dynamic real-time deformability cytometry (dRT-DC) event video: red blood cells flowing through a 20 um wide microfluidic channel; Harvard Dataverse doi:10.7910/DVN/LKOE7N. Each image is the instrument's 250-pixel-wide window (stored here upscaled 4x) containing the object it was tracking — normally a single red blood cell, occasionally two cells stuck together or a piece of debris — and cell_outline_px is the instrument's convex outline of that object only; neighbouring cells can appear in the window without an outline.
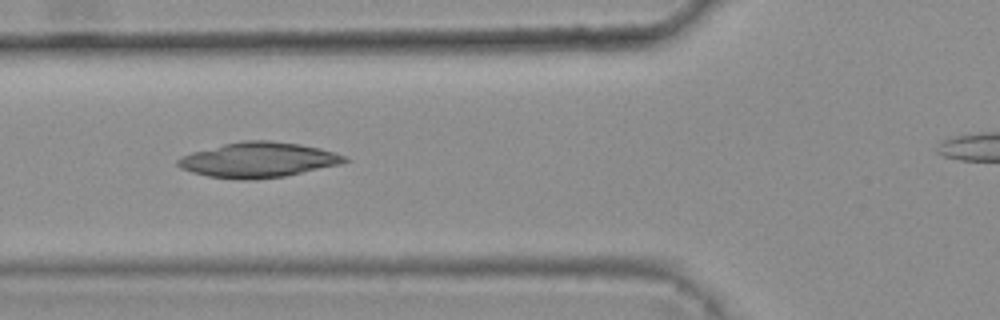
{"species": "common noctule bat (a hibernating species)", "species_latin": "Nyctalus noctula", "temperature_condition": "warm", "stored_images_in_passage": 6, "camera_frame_rate_fps": 3000, "um_per_image_px": 0.085, "animal": {"sex": "female", "body_mass_g": 25.1}, "frame": {"image": 1, "passage_image": 4, "time_ms": 1.0, "image_size_px": [1000, 320], "cell_outline_px": [[348, 160], [340, 164], [284, 176], [252, 180], [244, 180], [208, 176], [192, 172], [180, 168], [176, 164], [176, 160], [192, 152], [224, 144], [244, 140], [272, 140], [300, 144], [320, 148], [336, 152], [344, 156]], "centroid_in_image_um": [21.95, 13.58], "position_along_channel_um": 103.9, "area_um2": 33.93}}
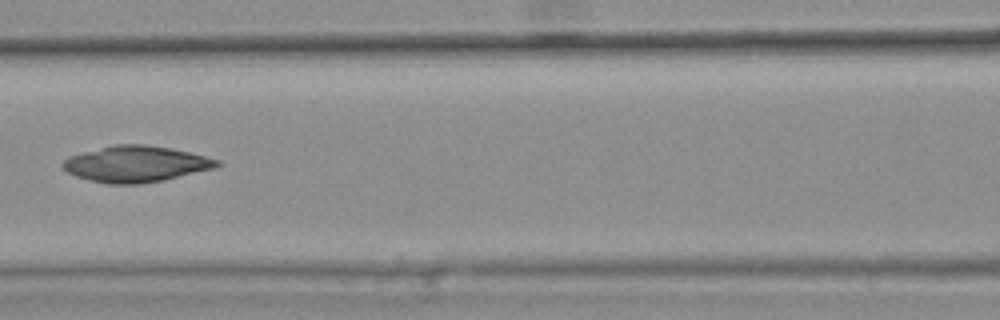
{"frame": {"image": 2, "passage_image": 5, "time_ms": 1.333, "image_size_px": [1000, 320], "cell_outline_px": [[224, 164], [212, 168], [164, 180], [140, 184], [108, 184], [88, 180], [76, 176], [68, 172], [60, 164], [68, 156], [112, 144], [144, 144], [168, 148], [188, 152], [220, 160]], "centroid_in_image_um": [11.51, 13.94], "position_along_channel_um": 155.1, "area_um2": 32.37}}